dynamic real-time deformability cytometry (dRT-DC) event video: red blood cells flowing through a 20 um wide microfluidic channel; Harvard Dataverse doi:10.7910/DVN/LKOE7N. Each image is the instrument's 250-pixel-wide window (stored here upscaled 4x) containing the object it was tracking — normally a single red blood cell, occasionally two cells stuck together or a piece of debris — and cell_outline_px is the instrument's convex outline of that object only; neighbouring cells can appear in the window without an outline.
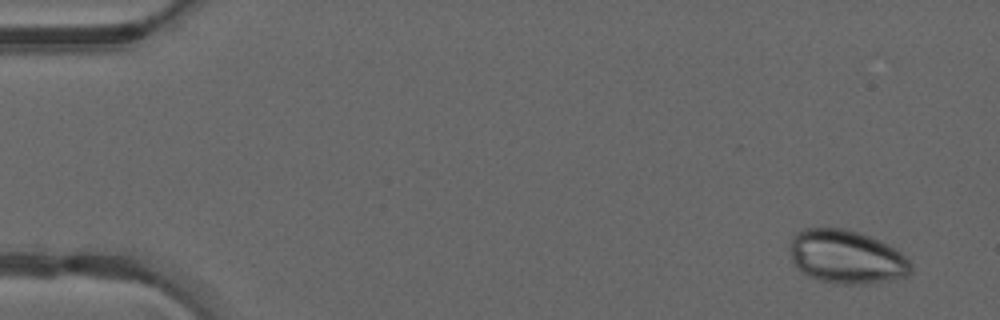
{"species": "common noctule bat (a hibernating species)", "species_latin": "Nyctalus noctula", "temperature_condition": "warm", "stored_images_in_passage": 12, "camera_frame_rate_fps": 3000, "um_per_image_px": 0.085, "animal": {"sex": "male", "forearm_length_mm": 52.5}, "frame": {"image": 1, "passage_image": 3, "time_ms": 0.667, "image_size_px": [1000, 320], "cell_outline_px": [[912, 272], [904, 276], [868, 284], [836, 284], [820, 280], [808, 276], [792, 260], [788, 244], [792, 236], [796, 232], [804, 228], [844, 228], [860, 232], [888, 244], [900, 252], [912, 264]], "centroid_in_image_um": [71.93, 21.82], "position_along_channel_um": 13.1, "area_um2": 37.8}}